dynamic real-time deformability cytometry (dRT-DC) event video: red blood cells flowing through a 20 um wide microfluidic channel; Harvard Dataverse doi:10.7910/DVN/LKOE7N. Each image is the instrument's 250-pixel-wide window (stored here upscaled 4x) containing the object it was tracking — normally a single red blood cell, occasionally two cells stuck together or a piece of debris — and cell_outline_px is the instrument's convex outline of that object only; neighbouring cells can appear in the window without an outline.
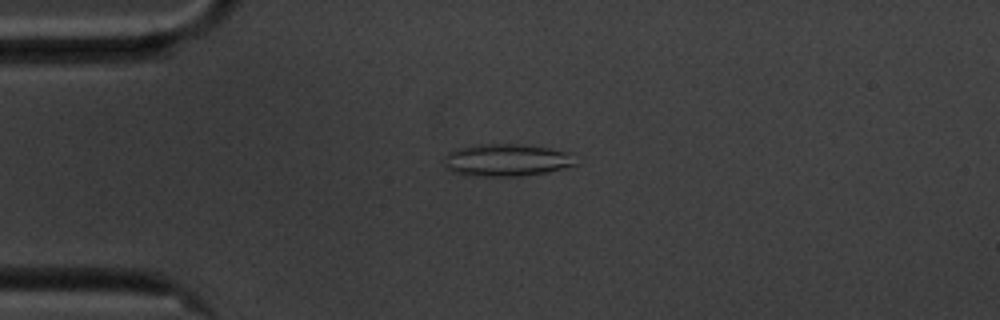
{"species": "common noctule bat (a hibernating species)", "species_latin": "Nyctalus noctula", "temperature_condition": "cold", "stored_images_in_passage": 49, "camera_frame_rate_fps": 3000, "um_per_image_px": 0.085, "animal": {"sex": "male", "body_mass_g": 20.1, "forearm_length_mm": 53.5}, "frame": {"image": 1, "passage_image": 6, "time_ms": 1.667, "image_size_px": [1000, 320], "cell_outline_px": [[576, 164], [564, 168], [544, 172], [520, 176], [464, 176], [452, 172], [444, 164], [444, 156], [448, 152], [456, 148], [472, 144], [516, 144], [548, 148], [572, 152]], "centroid_in_image_um": [43.0, 13.6], "position_along_channel_um": 42.0, "area_um2": 25.03}}
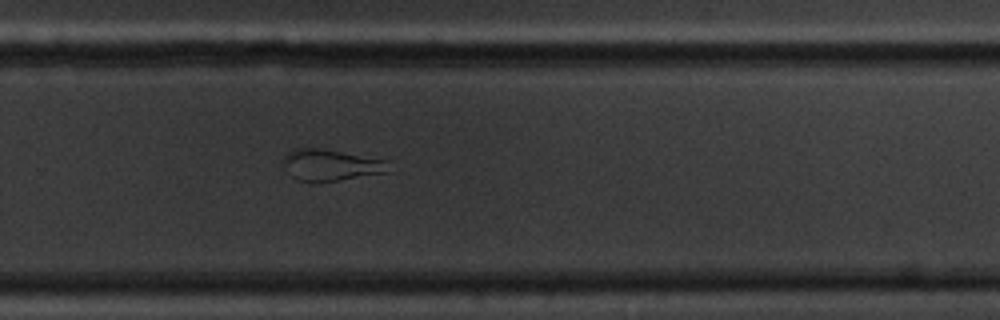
{"frame": {"image": 2, "passage_image": 30, "time_ms": 9.667, "image_size_px": [1000, 320], "cell_outline_px": [[388, 172], [340, 180], [296, 180], [292, 176], [280, 160], [292, 148], [324, 148], [388, 160]], "centroid_in_image_um": [28.11, 13.99], "position_along_channel_um": 301.7, "area_um2": 19.19}}
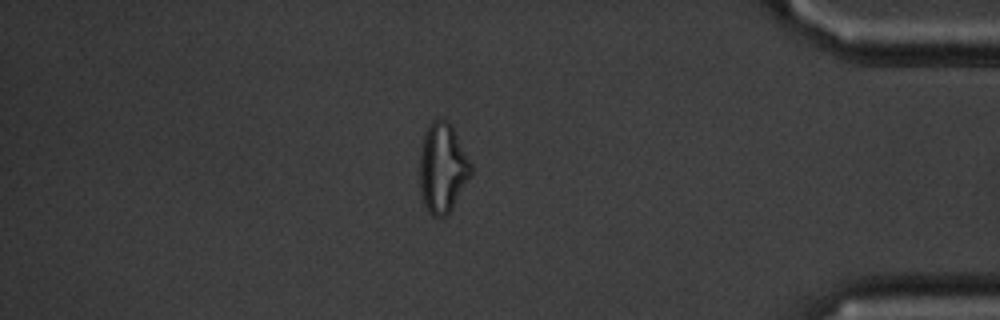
{"frame": {"image": 3, "passage_image": 41, "time_ms": 13.333, "image_size_px": [1000, 320], "cell_outline_px": [[472, 172], [452, 208], [444, 216], [432, 216], [428, 212], [424, 204], [420, 188], [420, 148], [428, 124], [432, 120], [440, 116], [448, 120], [452, 124], [472, 164]], "centroid_in_image_um": [37.61, 14.2], "position_along_channel_um": 397.6, "area_um2": 26.93}, "authors_computed_cell_mechanics": {"area_um2": 22.9466, "velocity_mm_per_s": 3.5336, "shape_relaxation_time_tau1_ms": null, "shape_relaxation_time_tau2_ms": 3.5637, "deformation_change_tau1": null, "deformation_change_tau2": 0.134}}